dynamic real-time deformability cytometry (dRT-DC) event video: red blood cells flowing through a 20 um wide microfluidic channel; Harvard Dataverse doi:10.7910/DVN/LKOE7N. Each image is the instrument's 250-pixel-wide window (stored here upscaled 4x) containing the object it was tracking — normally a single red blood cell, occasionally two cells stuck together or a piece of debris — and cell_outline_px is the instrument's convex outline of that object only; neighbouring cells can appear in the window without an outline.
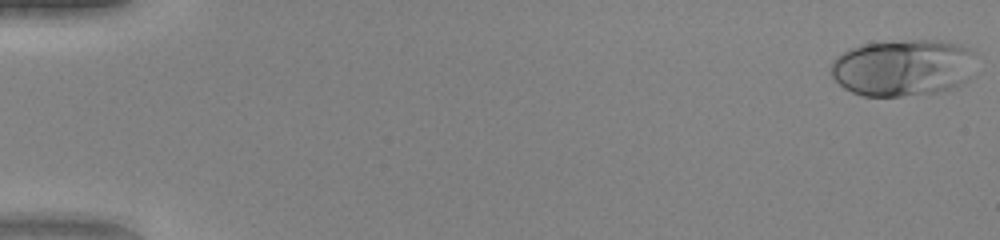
{"species": "human", "species_latin": "Homo sapiens", "temperature_condition": "warm", "stored_images_in_passage": 50, "camera_frame_rate_fps": 3000, "um_per_image_px": 0.085, "donor": {"sex": "female"}, "frame": {"image": 1, "passage_image": 1, "time_ms": 0.0, "image_size_px": [1000, 240], "cell_outline_px": [[976, 52], [968, 80], [960, 84], [936, 92], [900, 96], [864, 96], [852, 92], [844, 88], [832, 76], [832, 64], [844, 52], [852, 48], [864, 44], [912, 40], [940, 40], [956, 44], [968, 48]], "centroid_in_image_um": [76.78, 5.75], "position_along_channel_um": 8.2, "area_um2": 47.4}}
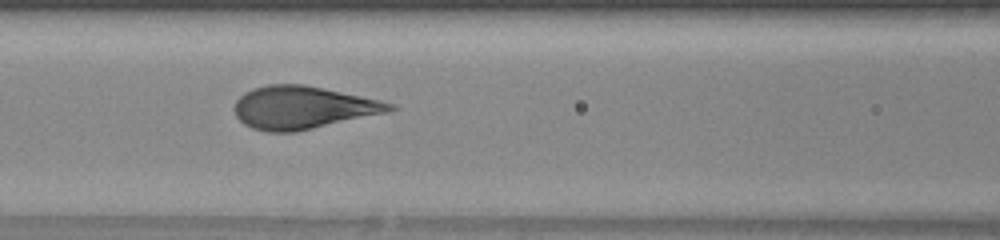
{"frame": {"image": 2, "passage_image": 23, "time_ms": 7.333, "image_size_px": [1000, 240], "cell_outline_px": [[400, 108], [388, 112], [296, 132], [268, 132], [252, 128], [244, 124], [236, 116], [232, 108], [236, 100], [244, 92], [252, 88], [268, 84], [304, 84], [324, 88], [380, 100], [392, 104]], "centroid_in_image_um": [25.7, 9.14], "position_along_channel_um": 140.9, "area_um2": 38.84}}
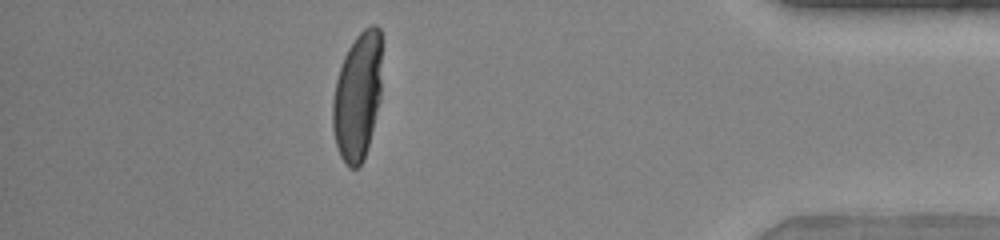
{"frame": {"image": 3, "passage_image": 45, "time_ms": 14.667, "image_size_px": [1000, 240], "cell_outline_px": [[380, 100], [364, 160], [360, 168], [348, 168], [340, 156], [336, 144], [332, 128], [332, 100], [336, 80], [344, 56], [348, 48], [356, 36], [364, 28], [372, 24], [376, 24], [380, 28]], "centroid_in_image_um": [30.37, 8.22], "position_along_channel_um": 404.8, "area_um2": 36.7}, "authors_computed_cell_mechanics": {"area_um2": 39.2173, "velocity_mm_per_s": 4.1169, "shape_relaxation_time_tau1_ms": 3.1525, "shape_relaxation_time_tau2_ms": null, "deformation_change_tau1": 0.2042, "deformation_change_tau2": null}}